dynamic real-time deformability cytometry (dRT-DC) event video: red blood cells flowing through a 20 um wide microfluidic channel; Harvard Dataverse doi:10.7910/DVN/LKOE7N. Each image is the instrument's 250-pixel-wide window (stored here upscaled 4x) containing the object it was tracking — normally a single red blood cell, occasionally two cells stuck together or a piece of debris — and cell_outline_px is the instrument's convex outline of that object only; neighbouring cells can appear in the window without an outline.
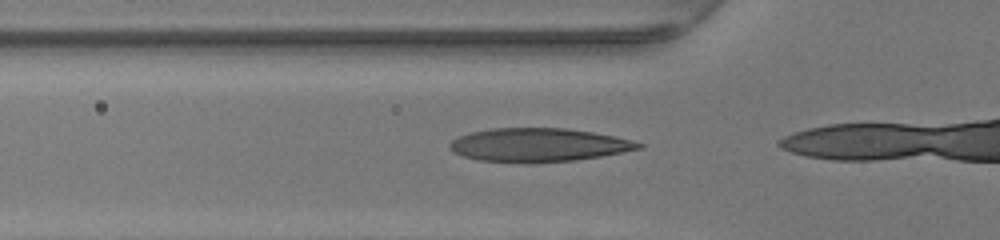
{"species": "human", "species_latin": "Homo sapiens", "temperature_condition": "warm", "stored_images_in_passage": 12, "camera_frame_rate_fps": 3000, "um_per_image_px": 0.085, "donor": {"sex": "female"}, "frame": {"image": 1, "passage_image": 10, "time_ms": 3.0, "image_size_px": [1000, 240], "cell_outline_px": [[644, 148], [600, 156], [576, 160], [480, 160], [464, 156], [452, 152], [448, 148], [448, 144], [452, 140], [468, 132], [492, 128], [564, 128], [592, 132], [616, 136], [632, 140], [644, 144]], "centroid_in_image_um": [45.79, 12.27], "position_along_channel_um": 80.0, "area_um2": 35.89}}